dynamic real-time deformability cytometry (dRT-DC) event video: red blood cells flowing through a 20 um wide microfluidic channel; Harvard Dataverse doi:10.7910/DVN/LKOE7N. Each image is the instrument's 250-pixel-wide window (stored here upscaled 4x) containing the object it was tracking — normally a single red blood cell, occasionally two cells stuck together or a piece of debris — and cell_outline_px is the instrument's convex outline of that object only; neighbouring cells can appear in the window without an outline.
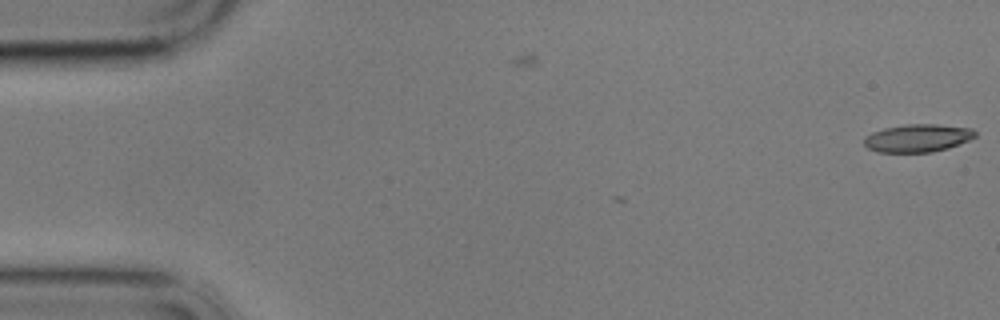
{"species": "common noctule bat (a hibernating species)", "species_latin": "Nyctalus noctula", "temperature_condition": "cold", "stored_images_in_passage": 2, "camera_frame_rate_fps": 3000, "um_per_image_px": 0.085, "animal": {"sex": "male", "body_mass_g": 17.9}, "frame": {"image": 1, "passage_image": 2, "time_ms": 1.0, "image_size_px": [1000, 320], "cell_outline_px": [[976, 136], [968, 140], [948, 148], [932, 152], [880, 152], [868, 148], [864, 144], [864, 136], [872, 132], [884, 128], [904, 124], [936, 124], [972, 128], [976, 132]], "centroid_in_image_um": [77.99, 11.73], "position_along_channel_um": 7.0, "area_um2": 18.03}}